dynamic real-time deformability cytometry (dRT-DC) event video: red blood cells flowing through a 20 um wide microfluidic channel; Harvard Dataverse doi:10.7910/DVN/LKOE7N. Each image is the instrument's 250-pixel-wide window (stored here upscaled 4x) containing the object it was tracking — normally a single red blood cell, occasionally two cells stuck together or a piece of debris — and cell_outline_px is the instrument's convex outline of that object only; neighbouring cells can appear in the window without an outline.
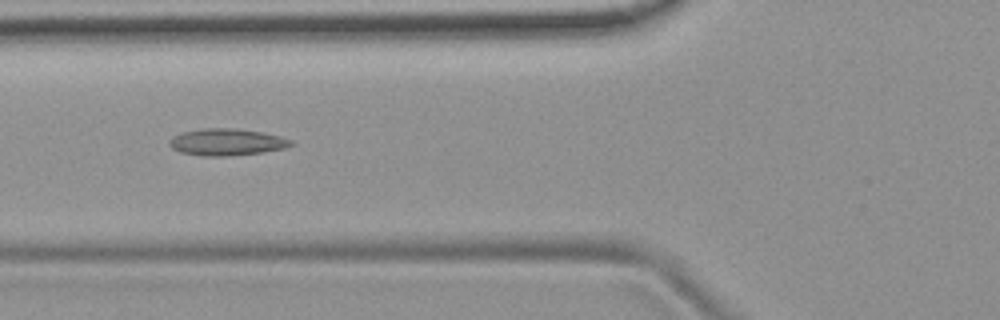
{"species": "common noctule bat (a hibernating species)", "species_latin": "Nyctalus noctula", "temperature_condition": "room temperature", "stored_images_in_passage": 53, "camera_frame_rate_fps": 3000, "um_per_image_px": 0.085, "animal": {"sex": "female", "body_mass_g": 19.9}, "frame": {"image": 1, "passage_image": 20, "time_ms": 6.333, "image_size_px": [1000, 320], "cell_outline_px": [[296, 144], [284, 148], [260, 152], [228, 156], [204, 156], [180, 152], [172, 148], [168, 144], [172, 136], [184, 132], [204, 128], [236, 128], [260, 132], [280, 136], [292, 140]], "centroid_in_image_um": [19.27, 12.07], "position_along_channel_um": 106.5, "area_um2": 18.9}}
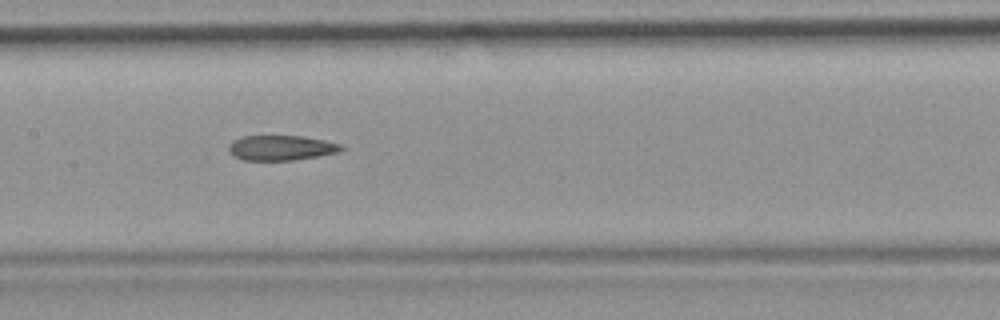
{"frame": {"image": 2, "passage_image": 26, "time_ms": 8.333, "image_size_px": [1000, 320], "cell_outline_px": [[344, 148], [340, 152], [292, 160], [244, 160], [236, 156], [228, 148], [228, 144], [232, 140], [244, 136], [304, 136], [324, 140], [340, 144]], "centroid_in_image_um": [23.9, 12.55], "position_along_channel_um": 183.5, "area_um2": 16.24}}
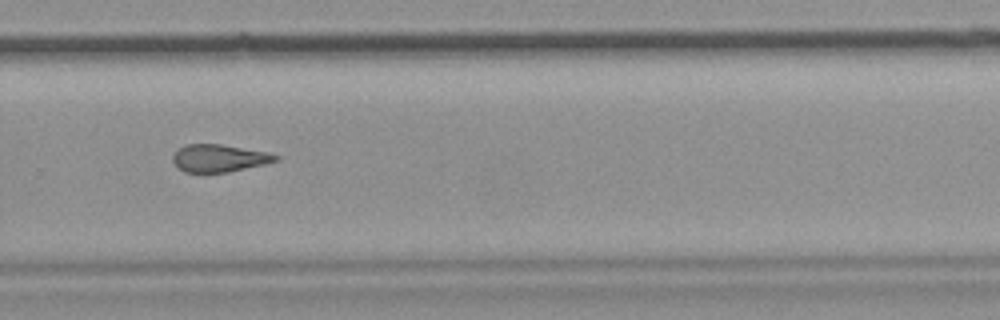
{"frame": {"image": 3, "passage_image": 36, "time_ms": 11.667, "image_size_px": [1000, 320], "cell_outline_px": [[280, 160], [264, 164], [228, 172], [184, 172], [172, 160], [172, 156], [184, 144], [220, 144], [268, 152], [280, 156]], "centroid_in_image_um": [18.65, 13.44], "position_along_channel_um": 311.1, "area_um2": 16.36}, "authors_computed_cell_mechanics": {"area_um2": 17.8024, "velocity_mm_per_s": 3.8464, "shape_relaxation_time_tau1_ms": null, "shape_relaxation_time_tau2_ms": 5.7066, "deformation_change_tau1": null, "deformation_change_tau2": 0.1665}}